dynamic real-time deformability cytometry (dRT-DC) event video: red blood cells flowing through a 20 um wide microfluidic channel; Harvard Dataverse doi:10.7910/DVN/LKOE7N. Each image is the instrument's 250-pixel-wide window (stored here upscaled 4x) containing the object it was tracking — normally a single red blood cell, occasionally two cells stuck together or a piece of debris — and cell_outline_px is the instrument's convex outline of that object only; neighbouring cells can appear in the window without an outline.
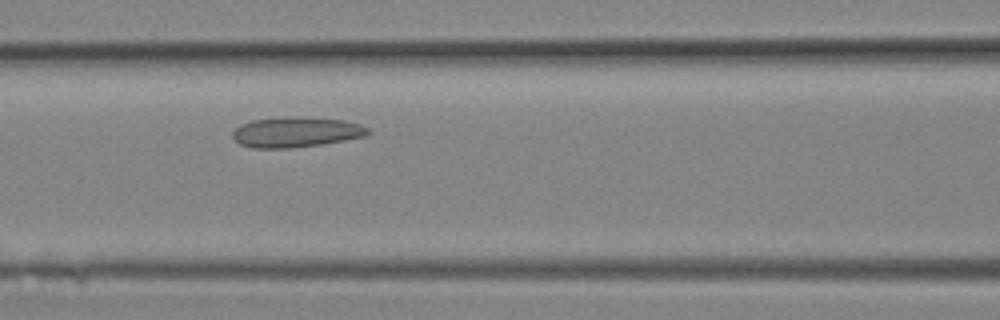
{"species": "Egyptian fruit bat (a non-hibernating species)", "species_latin": "Rousettus aegyptiacus", "temperature_condition": "room temperature", "stored_images_in_passage": 7, "camera_frame_rate_fps": 3000, "um_per_image_px": 0.085, "animal": {"sex": "female"}, "frame": {"image": 1, "passage_image": 6, "time_ms": 1.667, "image_size_px": [1000, 320], "cell_outline_px": [[372, 132], [368, 136], [320, 144], [292, 148], [252, 148], [240, 144], [232, 136], [232, 132], [240, 124], [252, 120], [288, 116], [300, 116], [344, 120], [360, 124], [368, 128]], "centroid_in_image_um": [25.18, 11.22], "position_along_channel_um": 141.4, "area_um2": 24.1}}
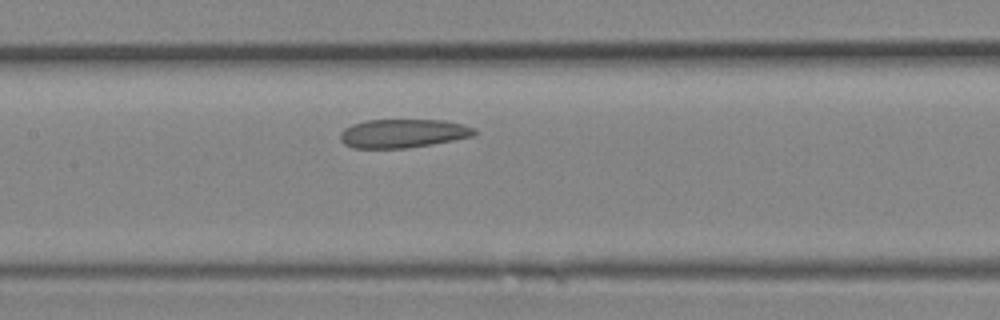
{"frame": {"image": 2, "passage_image": 7, "time_ms": 2.0, "image_size_px": [1000, 320], "cell_outline_px": [[476, 132], [472, 136], [432, 144], [408, 148], [352, 148], [344, 144], [340, 140], [340, 132], [344, 128], [352, 124], [364, 120], [444, 120], [464, 124], [472, 128]], "centroid_in_image_um": [34.19, 11.34], "position_along_channel_um": 173.2, "area_um2": 22.43}}